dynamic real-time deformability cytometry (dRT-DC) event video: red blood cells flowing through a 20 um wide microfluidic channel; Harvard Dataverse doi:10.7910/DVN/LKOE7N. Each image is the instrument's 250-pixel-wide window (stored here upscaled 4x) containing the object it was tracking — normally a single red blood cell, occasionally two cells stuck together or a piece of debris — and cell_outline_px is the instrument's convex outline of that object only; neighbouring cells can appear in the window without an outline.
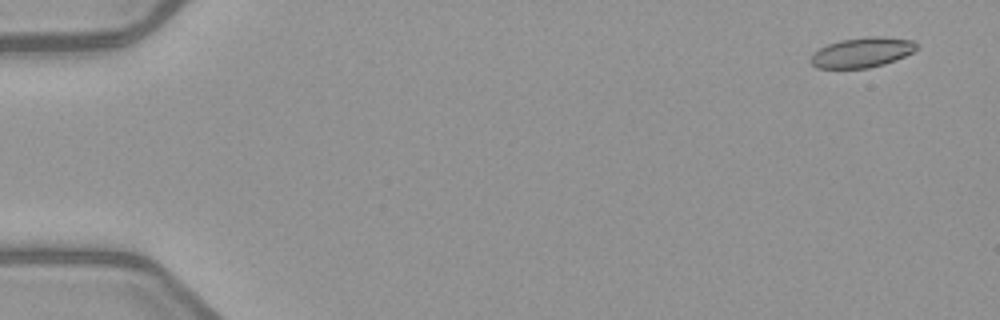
{"species": "common noctule bat (a hibernating species)", "species_latin": "Nyctalus noctula", "temperature_condition": "warm", "stored_images_in_passage": 5, "camera_frame_rate_fps": 3000, "um_per_image_px": 0.085, "animal": {"sex": "female", "body_mass_g": 21.9}, "frame": {"image": 1, "passage_image": 1, "time_ms": 0.0, "image_size_px": [1000, 320], "cell_outline_px": [[916, 48], [912, 52], [904, 56], [884, 64], [868, 68], [816, 68], [808, 60], [812, 52], [828, 44], [840, 40], [868, 36], [880, 36], [912, 40], [916, 44]], "centroid_in_image_um": [73.21, 4.46], "position_along_channel_um": 11.8, "area_um2": 18.5}}
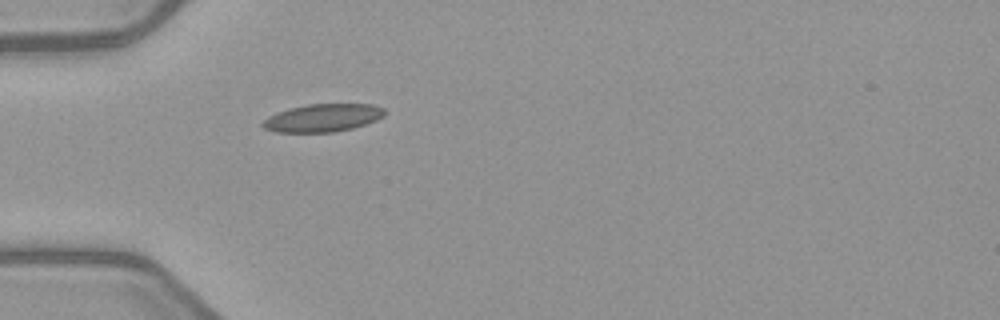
{"frame": {"image": 2, "passage_image": 5, "time_ms": 4.667, "image_size_px": [1000, 320], "cell_outline_px": [[384, 116], [376, 120], [352, 128], [332, 132], [276, 132], [264, 128], [260, 124], [268, 116], [276, 112], [288, 108], [308, 104], [372, 104], [384, 108]], "centroid_in_image_um": [27.4, 10.01], "position_along_channel_um": 57.6, "area_um2": 19.77}}